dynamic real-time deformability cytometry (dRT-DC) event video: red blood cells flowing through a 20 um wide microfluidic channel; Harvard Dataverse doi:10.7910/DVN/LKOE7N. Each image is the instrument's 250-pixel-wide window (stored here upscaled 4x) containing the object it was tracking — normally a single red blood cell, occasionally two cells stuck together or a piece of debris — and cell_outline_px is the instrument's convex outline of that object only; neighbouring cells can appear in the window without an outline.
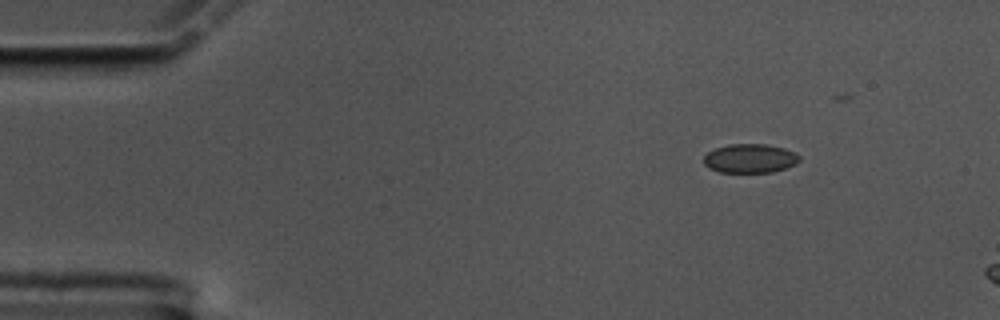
{"species": "common noctule bat (a hibernating species)", "species_latin": "Nyctalus noctula", "temperature_condition": "cold", "stored_images_in_passage": 14, "camera_frame_rate_fps": 3000, "um_per_image_px": 0.085, "animal": {"sex": "male", "body_mass_g": 17.5, "forearm_length_mm": 52.3}, "frame": {"image": 1, "passage_image": 7, "time_ms": 2.0, "image_size_px": [1000, 320], "cell_outline_px": [[800, 160], [796, 164], [772, 172], [720, 172], [708, 168], [704, 164], [704, 156], [708, 152], [716, 148], [732, 144], [768, 144], [784, 148], [800, 156]], "centroid_in_image_um": [63.74, 13.47], "position_along_channel_um": 21.3, "area_um2": 16.07}}